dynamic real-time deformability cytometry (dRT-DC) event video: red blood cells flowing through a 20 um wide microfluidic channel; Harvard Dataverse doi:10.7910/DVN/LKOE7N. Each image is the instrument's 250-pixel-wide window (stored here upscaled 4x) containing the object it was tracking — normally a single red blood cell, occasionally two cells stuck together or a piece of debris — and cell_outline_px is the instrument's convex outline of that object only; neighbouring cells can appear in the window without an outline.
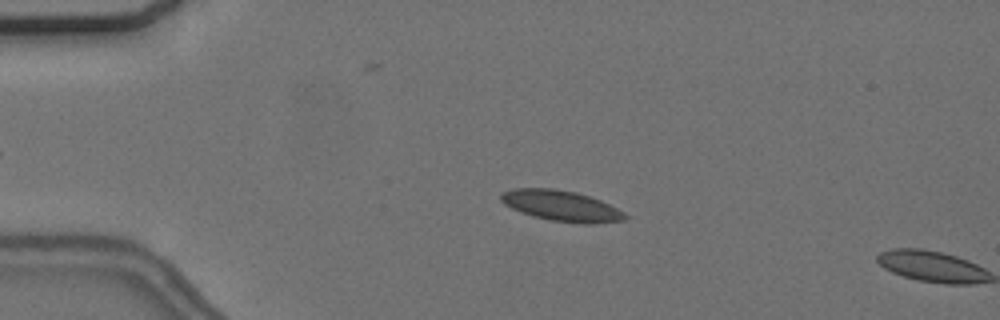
{"species": "common noctule bat (a hibernating species)", "species_latin": "Nyctalus noctula", "temperature_condition": "cold", "stored_images_in_passage": 5, "camera_frame_rate_fps": 3000, "um_per_image_px": 0.085, "animal": {"sex": "female", "body_mass_g": 24.6, "forearm_length_mm": 56.2}, "frame": {"image": 1, "passage_image": 4, "time_ms": 1.0, "image_size_px": [1000, 320], "cell_outline_px": [[628, 216], [624, 220], [592, 224], [584, 224], [552, 220], [532, 216], [520, 212], [504, 204], [500, 200], [500, 196], [504, 192], [516, 188], [552, 188], [576, 192], [600, 200], [624, 212]], "centroid_in_image_um": [47.71, 17.5], "position_along_channel_um": 37.3, "area_um2": 22.02}}